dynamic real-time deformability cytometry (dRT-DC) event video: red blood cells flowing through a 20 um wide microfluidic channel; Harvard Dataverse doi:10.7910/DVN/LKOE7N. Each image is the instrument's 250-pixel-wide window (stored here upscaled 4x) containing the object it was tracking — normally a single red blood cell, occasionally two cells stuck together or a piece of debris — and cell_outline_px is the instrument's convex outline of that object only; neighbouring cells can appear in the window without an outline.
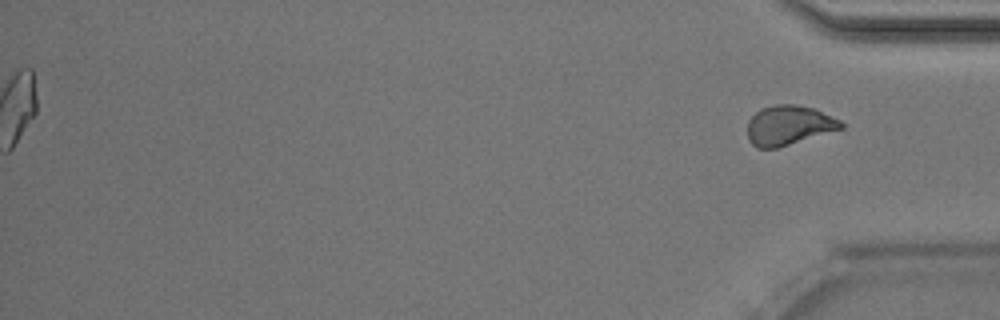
{"species": "Egyptian fruit bat (a non-hibernating species)", "species_latin": "Rousettus aegyptiacus", "temperature_condition": "room temperature", "stored_images_in_passage": 50, "camera_frame_rate_fps": 3000, "um_per_image_px": 0.085, "animal": {"sex": "male"}, "frame": {"image": 1, "passage_image": 50, "time_ms": 16.333, "image_size_px": [1000, 320], "cell_outline_px": [[844, 128], [776, 148], [756, 148], [748, 140], [748, 120], [760, 108], [776, 104], [796, 104], [812, 108], [840, 120], [844, 124]], "centroid_in_image_um": [67.02, 10.65], "position_along_channel_um": 368.2, "area_um2": 21.5}, "authors_computed_cell_mechanics": {"area_um2": 18.9006, "velocity_mm_per_s": 4.0436, "shape_relaxation_time_tau1_ms": null, "shape_relaxation_time_tau2_ms": 2.2868, "deformation_change_tau1": null, "deformation_change_tau2": 0.083}}